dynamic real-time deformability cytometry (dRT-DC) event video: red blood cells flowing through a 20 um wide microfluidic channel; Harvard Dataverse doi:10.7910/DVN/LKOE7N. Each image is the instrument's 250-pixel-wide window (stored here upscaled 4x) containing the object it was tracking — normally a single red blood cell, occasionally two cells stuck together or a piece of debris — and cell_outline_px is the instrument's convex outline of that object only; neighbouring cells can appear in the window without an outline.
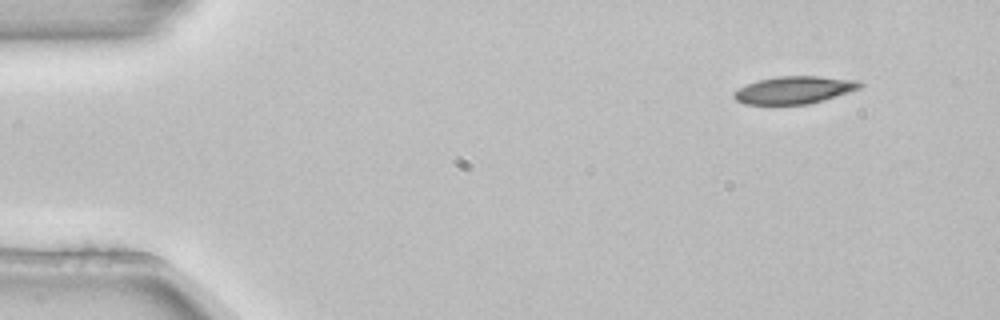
{"species": "common noctule bat (a hibernating species)", "species_latin": "Nyctalus noctula", "temperature_condition": "room temperature", "stored_images_in_passage": 3, "camera_frame_rate_fps": 3000, "um_per_image_px": 0.085, "animal": {"sex": "female", "body_mass_g": 22.7, "forearm_length_mm": 54.2}, "frame": {"image": 1, "passage_image": 1, "time_ms": 0.0, "image_size_px": [1000, 320], "cell_outline_px": [[864, 84], [860, 88], [824, 100], [808, 104], [744, 104], [736, 100], [732, 96], [732, 92], [756, 80], [776, 76], [820, 76], [860, 80]], "centroid_in_image_um": [67.52, 7.64], "position_along_channel_um": 17.5, "area_um2": 20.29}}